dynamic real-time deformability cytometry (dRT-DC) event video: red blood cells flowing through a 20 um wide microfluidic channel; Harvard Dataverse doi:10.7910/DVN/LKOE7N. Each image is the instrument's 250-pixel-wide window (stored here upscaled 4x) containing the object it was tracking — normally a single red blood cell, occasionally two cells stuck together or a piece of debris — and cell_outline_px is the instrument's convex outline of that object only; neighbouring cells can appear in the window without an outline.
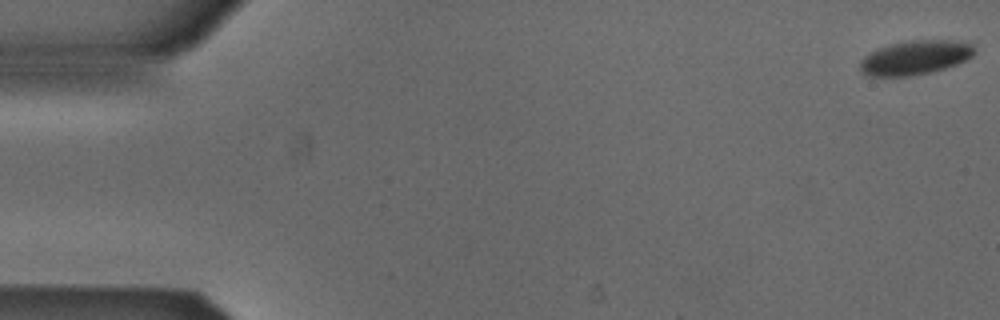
{"species": "Egyptian fruit bat (a non-hibernating species)", "species_latin": "Rousettus aegyptiacus", "temperature_condition": "cold", "stored_images_in_passage": 32, "camera_frame_rate_fps": 3000, "um_per_image_px": 0.085, "animal": {"sex": "male"}, "frame": {"image": 1, "passage_image": 1, "time_ms": 0.0, "image_size_px": [1000, 320], "cell_outline_px": [[976, 52], [972, 56], [956, 64], [932, 72], [908, 76], [864, 76], [860, 72], [860, 60], [864, 56], [880, 48], [892, 44], [908, 40], [972, 40], [976, 48]], "centroid_in_image_um": [77.85, 4.88], "position_along_channel_um": 7.2, "area_um2": 23.12}}
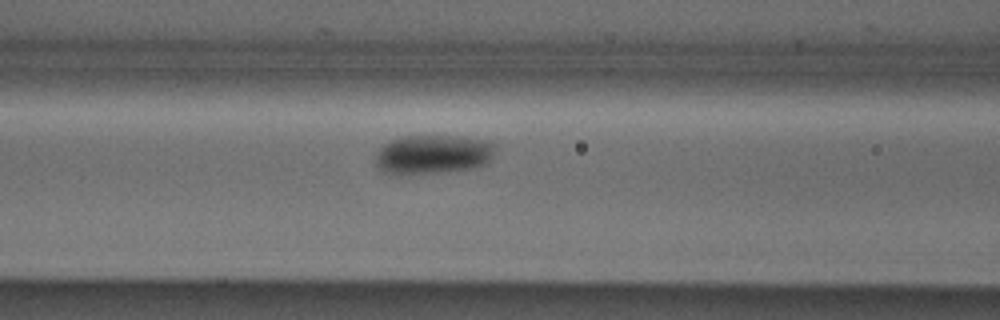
{"frame": {"image": 2, "passage_image": 22, "time_ms": 7.0, "image_size_px": [1000, 320], "cell_outline_px": [[496, 148], [488, 164], [472, 168], [444, 172], [408, 176], [380, 172], [376, 164], [376, 152], [384, 144], [392, 140], [404, 136], [460, 136], [484, 140], [496, 144]], "centroid_in_image_um": [36.78, 13.15], "position_along_channel_um": 129.8, "area_um2": 27.92}}
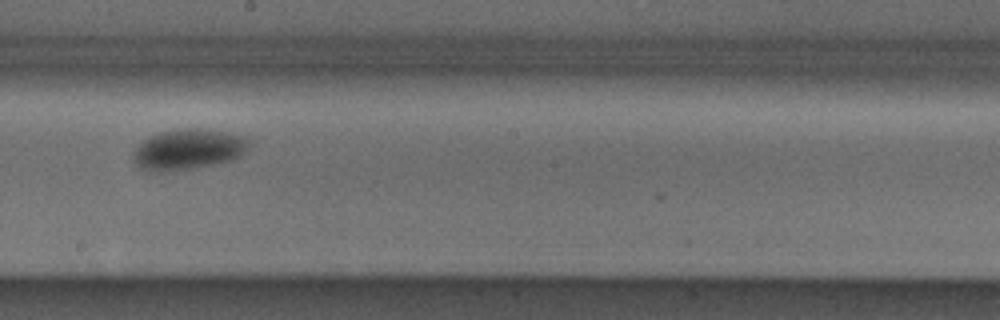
{"frame": {"image": 3, "passage_image": 30, "time_ms": 9.667, "image_size_px": [1000, 320], "cell_outline_px": [[248, 144], [244, 152], [240, 156], [232, 160], [192, 168], [160, 172], [140, 168], [132, 160], [132, 152], [144, 140], [160, 132], [176, 128], [204, 128], [248, 136]], "centroid_in_image_um": [15.99, 12.67], "position_along_channel_um": 232.2, "area_um2": 27.34}}